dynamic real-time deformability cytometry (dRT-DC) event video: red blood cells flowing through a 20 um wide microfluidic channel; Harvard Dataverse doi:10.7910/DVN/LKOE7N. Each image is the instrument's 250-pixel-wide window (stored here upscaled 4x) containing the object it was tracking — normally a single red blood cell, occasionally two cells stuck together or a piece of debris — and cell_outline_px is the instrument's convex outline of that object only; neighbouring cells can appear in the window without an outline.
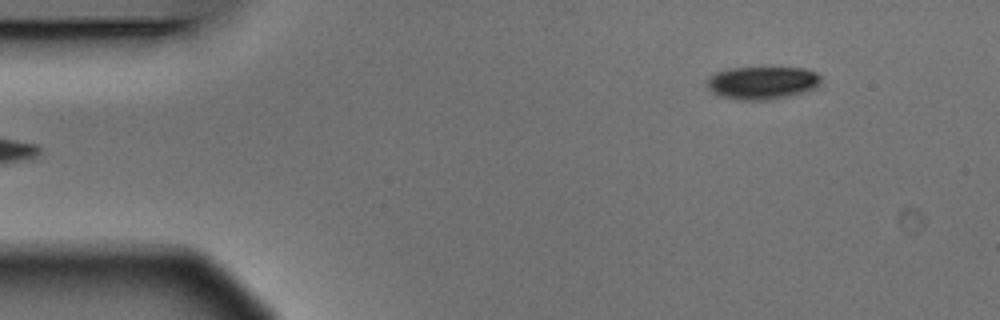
{"species": "Egyptian fruit bat (a non-hibernating species)", "species_latin": "Rousettus aegyptiacus", "temperature_condition": "warm", "stored_images_in_passage": 5, "segment_of_instrument_passage": [2, 2], "camera_frame_rate_fps": 3000, "um_per_image_px": 0.085, "animal": {"sex": "male"}, "frame": {"image": 1, "passage_image": 5, "time_ms": 1.333, "image_size_px": [1000, 320], "cell_outline_px": [[820, 84], [816, 88], [804, 92], [788, 96], [768, 100], [736, 100], [716, 96], [708, 88], [708, 80], [716, 72], [732, 68], [804, 68], [816, 72], [820, 76]], "centroid_in_image_um": [64.8, 7.05], "position_along_channel_um": 20.2, "area_um2": 21.85}}